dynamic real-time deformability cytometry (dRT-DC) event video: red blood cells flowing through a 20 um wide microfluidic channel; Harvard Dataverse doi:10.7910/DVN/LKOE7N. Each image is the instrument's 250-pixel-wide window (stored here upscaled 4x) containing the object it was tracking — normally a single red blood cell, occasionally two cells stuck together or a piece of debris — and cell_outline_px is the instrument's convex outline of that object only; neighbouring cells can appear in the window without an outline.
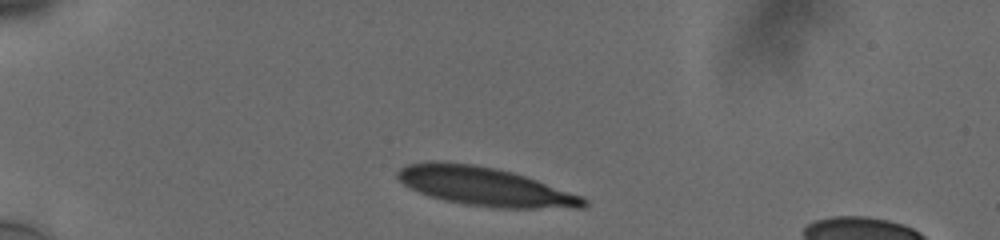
{"species": "human", "species_latin": "Homo sapiens", "temperature_condition": "cold", "stored_images_in_passage": 16, "camera_frame_rate_fps": 3000, "um_per_image_px": 0.085, "donor": {"sex": "male"}, "frame": {"image": 1, "passage_image": 1, "time_ms": 0.0, "image_size_px": [1000, 240], "cell_outline_px": [[588, 204], [584, 208], [492, 208], [464, 204], [444, 200], [420, 192], [404, 184], [396, 176], [396, 172], [400, 168], [408, 164], [428, 160], [436, 160], [472, 164], [496, 168], [512, 172], [584, 196], [588, 200]], "centroid_in_image_um": [41.24, 15.85], "position_along_channel_um": 43.8, "area_um2": 42.02}}
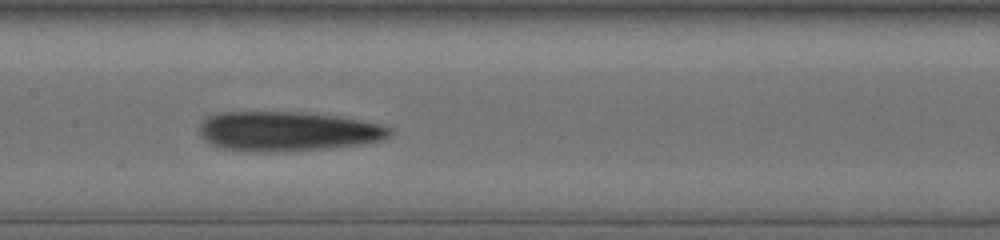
{"frame": {"image": 2, "passage_image": 13, "time_ms": 5.0, "image_size_px": [1000, 240], "cell_outline_px": [[392, 132], [388, 136], [380, 140], [364, 144], [328, 148], [276, 152], [264, 152], [220, 148], [204, 140], [200, 132], [200, 120], [208, 116], [220, 112], [308, 112], [340, 116], [384, 124], [392, 128]], "centroid_in_image_um": [24.47, 11.15], "position_along_channel_um": 182.9, "area_um2": 44.33}}
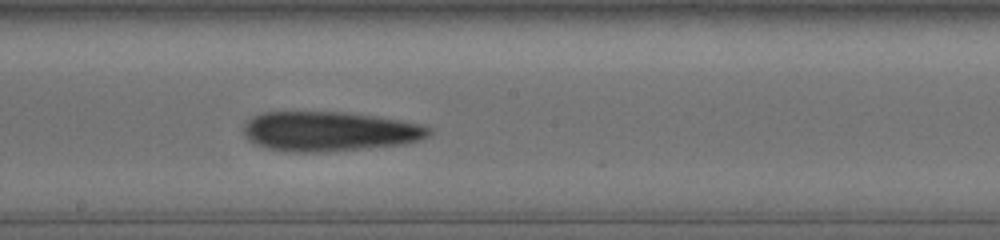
{"frame": {"image": 3, "passage_image": 16, "time_ms": 6.0, "image_size_px": [1000, 240], "cell_outline_px": [[432, 132], [428, 136], [420, 140], [404, 144], [368, 148], [328, 152], [284, 152], [268, 148], [256, 144], [248, 140], [244, 136], [244, 124], [252, 116], [264, 112], [344, 112], [376, 116], [400, 120], [420, 124], [432, 128]], "centroid_in_image_um": [28.0, 11.17], "position_along_channel_um": 220.2, "area_um2": 43.18}}